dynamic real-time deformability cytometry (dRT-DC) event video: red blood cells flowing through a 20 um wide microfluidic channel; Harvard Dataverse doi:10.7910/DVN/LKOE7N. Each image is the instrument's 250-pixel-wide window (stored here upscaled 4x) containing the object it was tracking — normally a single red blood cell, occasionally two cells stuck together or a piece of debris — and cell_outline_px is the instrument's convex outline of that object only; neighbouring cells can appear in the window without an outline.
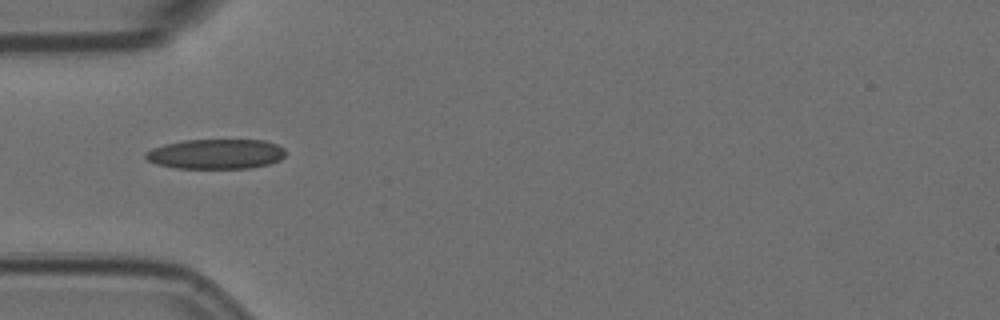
{"species": "Egyptian fruit bat (a non-hibernating species)", "species_latin": "Rousettus aegyptiacus", "temperature_condition": "room temperature", "stored_images_in_passage": 1, "camera_frame_rate_fps": 3000, "um_per_image_px": 0.085, "animal": {"sex": "female"}, "frame": {"image": 1, "passage_image": 1, "time_ms": 0.0, "image_size_px": [1000, 320], "cell_outline_px": [[284, 156], [280, 160], [268, 164], [252, 168], [176, 168], [156, 164], [148, 160], [144, 156], [144, 152], [152, 148], [164, 144], [184, 140], [264, 140], [276, 144], [284, 148]], "centroid_in_image_um": [18.33, 13.09], "position_along_channel_um": 66.7, "area_um2": 24.45}}